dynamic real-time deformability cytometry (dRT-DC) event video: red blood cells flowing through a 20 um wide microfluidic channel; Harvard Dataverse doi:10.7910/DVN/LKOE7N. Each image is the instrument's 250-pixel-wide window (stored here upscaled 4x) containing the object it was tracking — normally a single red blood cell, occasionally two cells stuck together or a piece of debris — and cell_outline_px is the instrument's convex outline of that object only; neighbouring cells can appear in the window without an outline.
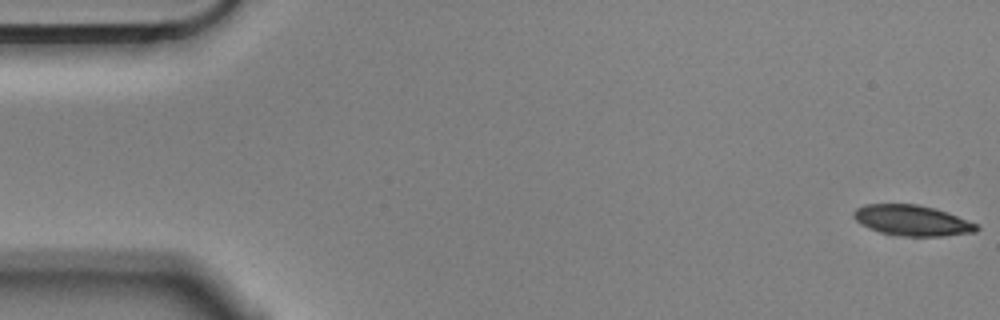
{"species": "Egyptian fruit bat (a non-hibernating species)", "species_latin": "Rousettus aegyptiacus", "temperature_condition": "cold", "stored_images_in_passage": 56, "camera_frame_rate_fps": 3000, "um_per_image_px": 0.085, "animal": {"sex": "male"}, "frame": {"image": 1, "passage_image": 1, "time_ms": 0.0, "image_size_px": [1000, 320], "cell_outline_px": [[980, 228], [976, 232], [944, 236], [900, 236], [880, 232], [868, 228], [860, 224], [852, 216], [852, 212], [856, 208], [864, 204], [916, 204], [936, 208], [948, 212], [976, 224]], "centroid_in_image_um": [77.5, 18.73], "position_along_channel_um": 7.5, "area_um2": 22.08}}
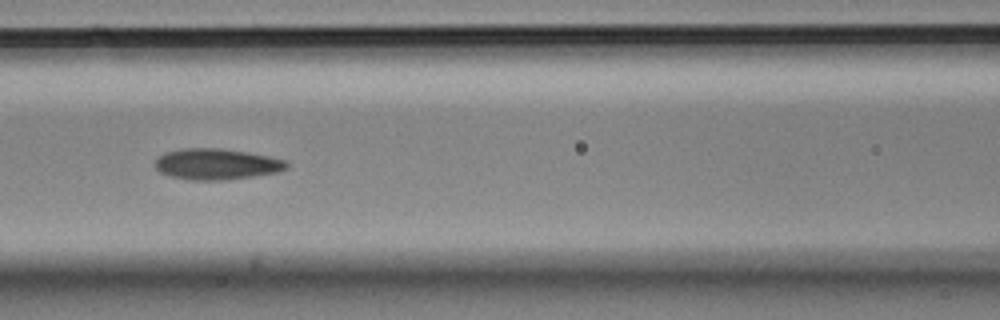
{"frame": {"image": 2, "passage_image": 24, "time_ms": 7.667, "image_size_px": [1000, 320], "cell_outline_px": [[288, 168], [280, 172], [224, 180], [188, 180], [168, 176], [160, 172], [156, 168], [156, 160], [164, 152], [180, 148], [220, 148], [248, 152], [288, 160]], "centroid_in_image_um": [18.42, 13.95], "position_along_channel_um": 148.2, "area_um2": 23.99}}
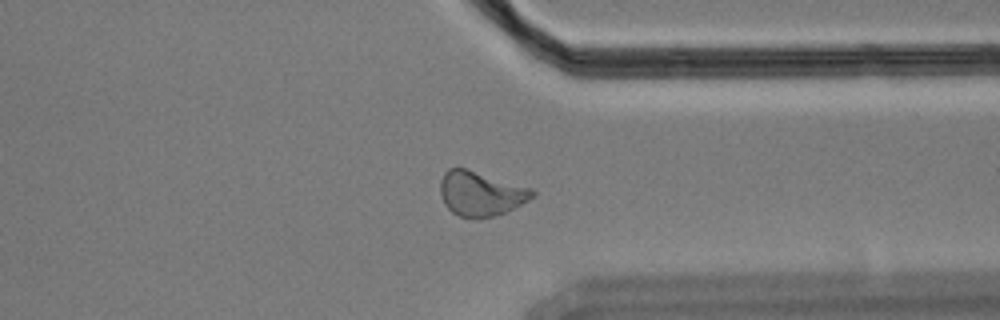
{"frame": {"image": 3, "passage_image": 43, "time_ms": 14.0, "image_size_px": [1000, 320], "cell_outline_px": [[536, 196], [504, 212], [492, 216], [460, 216], [452, 212], [444, 204], [440, 192], [440, 180], [444, 172], [448, 168], [464, 168], [532, 188], [536, 192]], "centroid_in_image_um": [40.84, 16.42], "position_along_channel_um": 370.6, "area_um2": 23.41}, "authors_computed_cell_mechanics": {"area_um2": 23.2067, "velocity_mm_per_s": 3.5458, "shape_relaxation_time_tau1_ms": 5.7025, "shape_relaxation_time_tau2_ms": 3.1764, "deformation_change_tau1": 0.1413, "deformation_change_tau2": 0.0915}}